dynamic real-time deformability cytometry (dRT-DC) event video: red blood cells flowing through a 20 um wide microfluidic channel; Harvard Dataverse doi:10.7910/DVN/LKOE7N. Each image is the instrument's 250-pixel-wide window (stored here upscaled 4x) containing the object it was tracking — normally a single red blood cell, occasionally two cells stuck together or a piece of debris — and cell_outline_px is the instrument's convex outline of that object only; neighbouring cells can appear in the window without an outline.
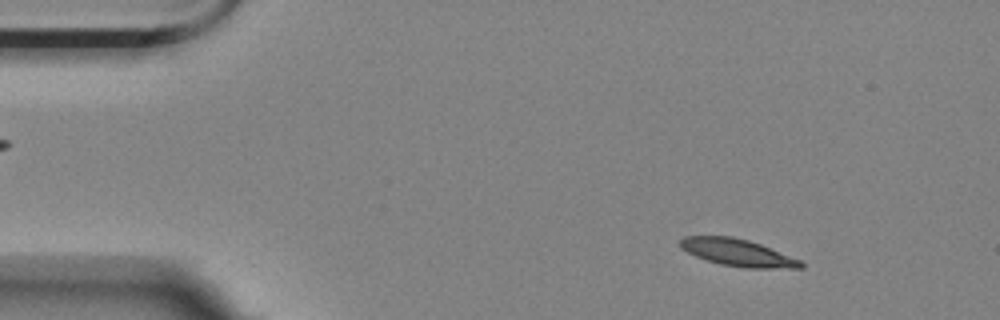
{"species": "Egyptian fruit bat (a non-hibernating species)", "species_latin": "Rousettus aegyptiacus", "temperature_condition": "room temperature", "stored_images_in_passage": 57, "camera_frame_rate_fps": 3000, "um_per_image_px": 0.085, "animal": {"sex": "female"}, "frame": {"image": 1, "passage_image": 7, "time_ms": 2.0, "image_size_px": [1000, 320], "cell_outline_px": [[804, 268], [744, 268], [720, 264], [696, 256], [680, 248], [680, 240], [684, 236], [732, 236], [748, 240], [760, 244], [800, 260], [804, 264]], "centroid_in_image_um": [62.69, 21.47], "position_along_channel_um": 22.3, "area_um2": 18.9}}
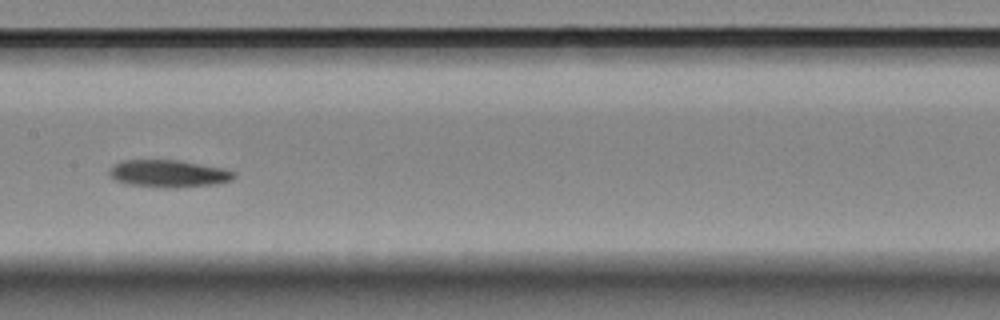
{"frame": {"image": 2, "passage_image": 28, "time_ms": 9.0, "image_size_px": [1000, 320], "cell_outline_px": [[236, 176], [232, 180], [216, 184], [176, 188], [164, 188], [128, 184], [116, 180], [108, 172], [108, 168], [112, 164], [120, 160], [176, 160], [224, 168], [236, 172]], "centroid_in_image_um": [14.32, 14.75], "position_along_channel_um": 193.1, "area_um2": 20.06}}
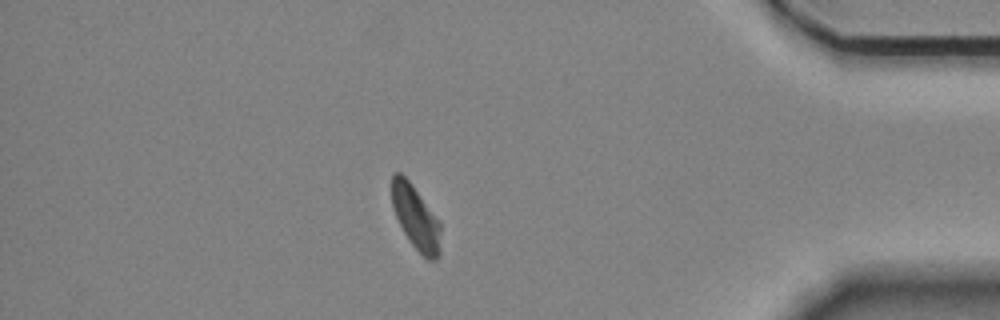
{"frame": {"image": 3, "passage_image": 49, "time_ms": 16.0, "image_size_px": [1000, 320], "cell_outline_px": [[440, 252], [436, 260], [428, 260], [412, 244], [404, 232], [392, 208], [392, 176], [396, 172], [400, 172], [408, 180], [440, 220]], "centroid_in_image_um": [35.35, 18.49], "position_along_channel_um": 399.8, "area_um2": 17.98}, "authors_computed_cell_mechanics": {"area_um2": 19.363, "velocity_mm_per_s": 3.4943, "shape_relaxation_time_tau1_ms": 9.179, "shape_relaxation_time_tau2_ms": null, "deformation_change_tau1": 0.2217, "deformation_change_tau2": null}}